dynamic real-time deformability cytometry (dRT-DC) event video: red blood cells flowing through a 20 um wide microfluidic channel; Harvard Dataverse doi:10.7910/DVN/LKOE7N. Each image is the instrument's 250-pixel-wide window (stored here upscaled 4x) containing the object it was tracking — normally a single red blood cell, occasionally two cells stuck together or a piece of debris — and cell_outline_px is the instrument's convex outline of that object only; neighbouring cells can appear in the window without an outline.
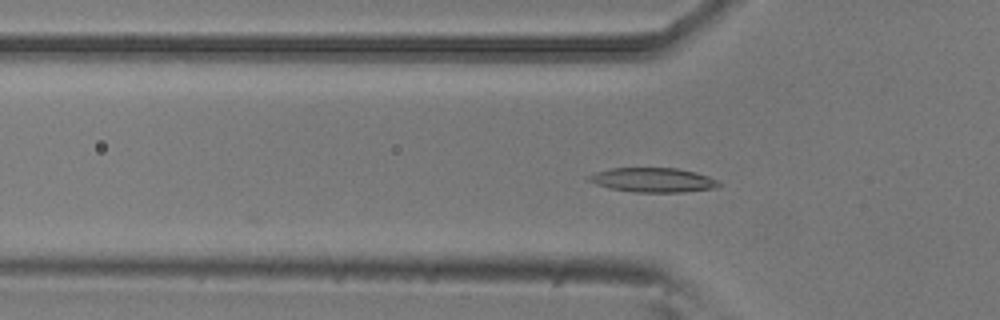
{"species": "common noctule bat (a hibernating species)", "species_latin": "Nyctalus noctula", "temperature_condition": "room temperature", "stored_images_in_passage": 23, "camera_frame_rate_fps": 3000, "um_per_image_px": 0.085, "animal": {"sex": "male", "body_mass_g": 20.5, "forearm_length_mm": 52.5}, "frame": {"image": 1, "passage_image": 3, "time_ms": 0.667, "image_size_px": [1000, 320], "cell_outline_px": [[720, 184], [716, 188], [684, 192], [636, 192], [608, 188], [596, 184], [588, 180], [588, 176], [596, 172], [612, 168], [676, 168], [696, 172], [708, 176], [716, 180]], "centroid_in_image_um": [55.51, 15.3], "position_along_channel_um": 70.3, "area_um2": 18.38}}
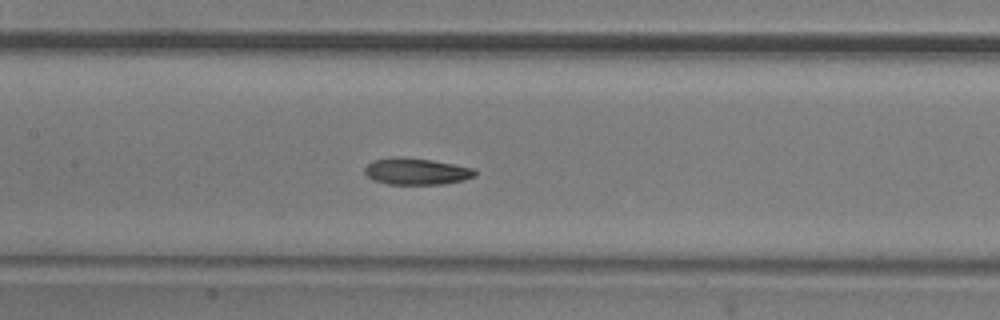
{"frame": {"image": 2, "passage_image": 11, "time_ms": 3.333, "image_size_px": [1000, 320], "cell_outline_px": [[476, 176], [464, 180], [444, 184], [388, 184], [372, 180], [364, 172], [364, 168], [372, 160], [392, 156], [400, 156], [432, 160], [476, 168]], "centroid_in_image_um": [35.39, 14.56], "position_along_channel_um": 172.0, "area_um2": 17.4}}
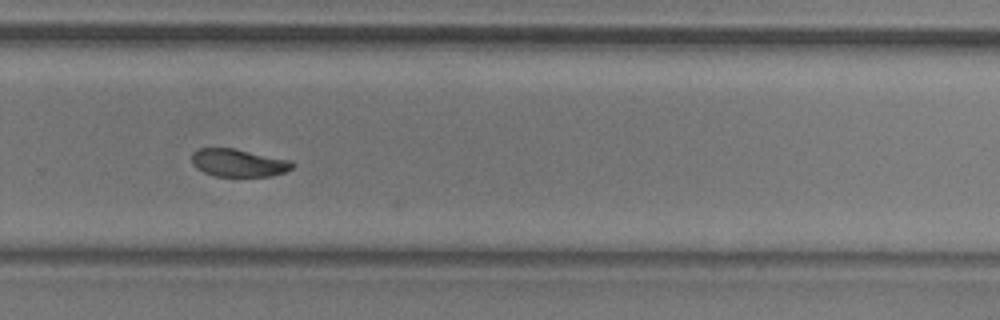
{"frame": {"image": 3, "passage_image": 22, "time_ms": 7.0, "image_size_px": [1000, 320], "cell_outline_px": [[296, 164], [292, 168], [284, 172], [272, 176], [216, 176], [204, 172], [196, 168], [192, 164], [192, 152], [196, 148], [232, 148], [292, 160]], "centroid_in_image_um": [20.27, 13.83], "position_along_channel_um": 309.5, "area_um2": 16.36}}